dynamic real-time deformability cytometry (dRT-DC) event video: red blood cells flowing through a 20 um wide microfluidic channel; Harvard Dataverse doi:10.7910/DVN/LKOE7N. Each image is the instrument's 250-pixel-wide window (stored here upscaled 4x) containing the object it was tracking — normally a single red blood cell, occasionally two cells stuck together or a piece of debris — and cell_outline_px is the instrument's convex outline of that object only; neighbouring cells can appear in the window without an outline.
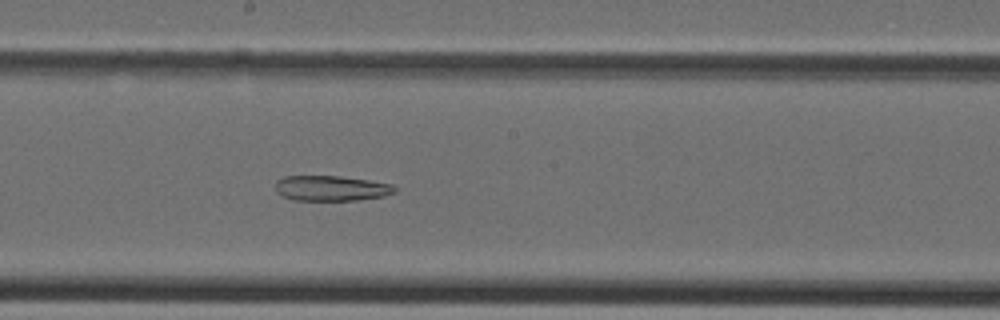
{"species": "Egyptian fruit bat (a non-hibernating species)", "species_latin": "Rousettus aegyptiacus", "temperature_condition": "cold", "stored_images_in_passage": 29, "camera_frame_rate_fps": 3000, "um_per_image_px": 0.085, "animal": {"sex": "female"}, "frame": {"image": 1, "passage_image": 21, "time_ms": 6.667, "image_size_px": [1000, 320], "cell_outline_px": [[396, 192], [384, 196], [356, 200], [292, 200], [276, 192], [276, 180], [284, 176], [340, 176], [368, 180], [392, 184], [396, 188]], "centroid_in_image_um": [28.15, 16.0], "position_along_channel_um": 220.1, "area_um2": 17.57}}
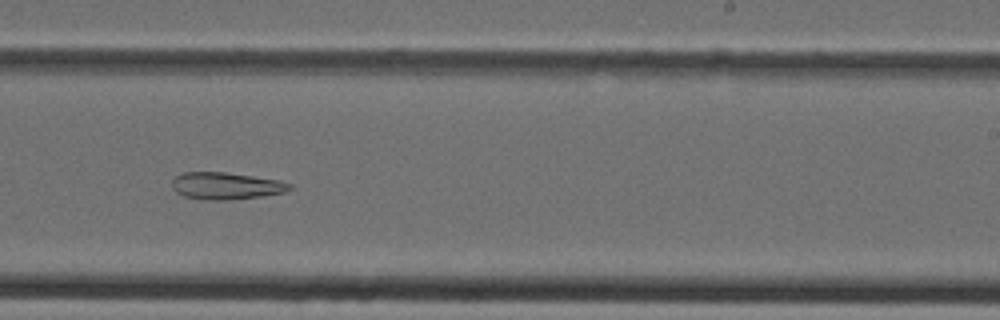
{"frame": {"image": 2, "passage_image": 24, "time_ms": 7.667, "image_size_px": [1000, 320], "cell_outline_px": [[292, 188], [284, 192], [260, 196], [228, 200], [208, 200], [184, 196], [176, 192], [172, 188], [172, 180], [176, 176], [184, 172], [224, 172], [252, 176], [276, 180], [292, 184]], "centroid_in_image_um": [19.17, 15.8], "position_along_channel_um": 269.8, "area_um2": 18.32}}